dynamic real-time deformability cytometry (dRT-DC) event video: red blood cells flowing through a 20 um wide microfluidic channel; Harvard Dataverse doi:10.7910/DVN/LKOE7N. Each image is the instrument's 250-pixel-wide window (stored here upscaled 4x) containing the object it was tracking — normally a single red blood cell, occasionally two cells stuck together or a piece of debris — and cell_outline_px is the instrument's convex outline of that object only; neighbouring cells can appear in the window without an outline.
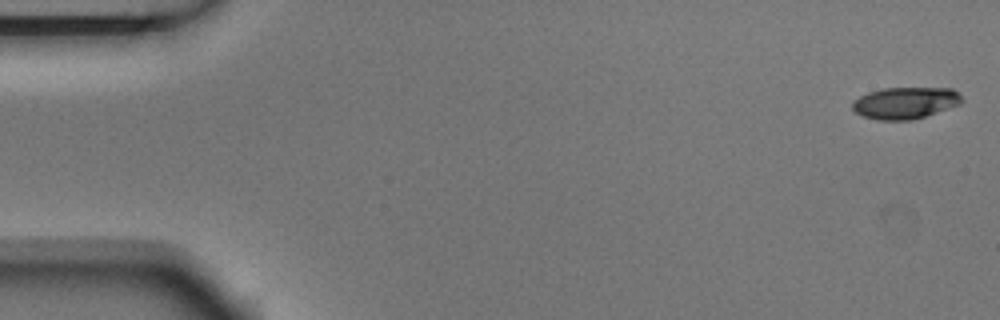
{"species": "Egyptian fruit bat (a non-hibernating species)", "species_latin": "Rousettus aegyptiacus", "temperature_condition": "room temperature", "stored_images_in_passage": 4, "camera_frame_rate_fps": 3000, "um_per_image_px": 0.085, "animal": {"sex": "male"}, "frame": {"image": 1, "passage_image": 1, "time_ms": 0.0, "image_size_px": [1000, 320], "cell_outline_px": [[964, 100], [960, 104], [912, 120], [876, 120], [864, 116], [856, 112], [852, 108], [852, 100], [868, 92], [884, 88], [952, 88]], "centroid_in_image_um": [76.92, 8.74], "position_along_channel_um": 8.1, "area_um2": 20.11}}